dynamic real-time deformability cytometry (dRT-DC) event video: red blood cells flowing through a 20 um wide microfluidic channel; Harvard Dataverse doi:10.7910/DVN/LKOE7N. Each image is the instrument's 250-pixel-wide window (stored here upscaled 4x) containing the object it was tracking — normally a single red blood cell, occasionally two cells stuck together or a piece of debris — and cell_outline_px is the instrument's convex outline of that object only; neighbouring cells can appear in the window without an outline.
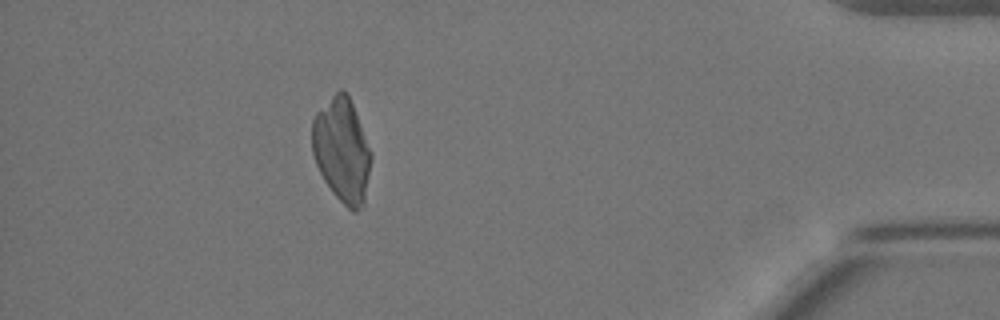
{"species": "Egyptian fruit bat (a non-hibernating species)", "species_latin": "Rousettus aegyptiacus", "temperature_condition": "warm", "stored_images_in_passage": 51, "camera_frame_rate_fps": 3000, "um_per_image_px": 0.085, "animal": {"sex": "female"}, "frame": {"image": 1, "passage_image": 46, "time_ms": 15.0, "image_size_px": [1000, 320], "cell_outline_px": [[372, 156], [364, 204], [356, 212], [352, 212], [332, 192], [324, 180], [316, 164], [312, 152], [312, 120], [316, 112], [340, 88], [344, 88], [352, 104], [372, 152]], "centroid_in_image_um": [29.06, 12.77], "position_along_channel_um": 406.1, "area_um2": 35.72}}